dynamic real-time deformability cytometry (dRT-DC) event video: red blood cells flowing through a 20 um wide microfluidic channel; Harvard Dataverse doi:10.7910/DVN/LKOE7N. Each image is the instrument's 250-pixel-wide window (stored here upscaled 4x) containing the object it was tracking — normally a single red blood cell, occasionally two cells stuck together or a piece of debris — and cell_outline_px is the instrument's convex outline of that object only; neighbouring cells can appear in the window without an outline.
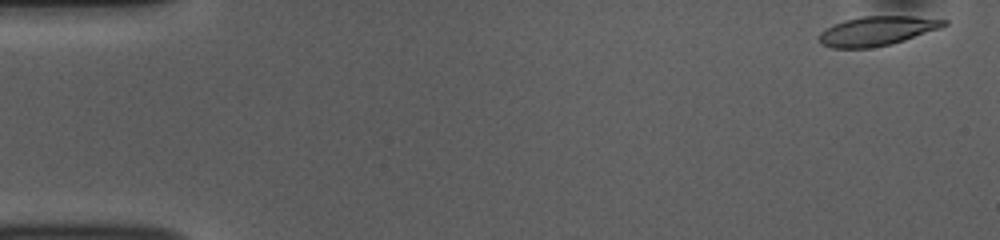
{"species": "common noctule bat (a hibernating species)", "species_latin": "Nyctalus noctula", "temperature_condition": "room temperature", "stored_images_in_passage": 52, "camera_frame_rate_fps": 3000, "um_per_image_px": 0.085, "animal": {"sex": "female", "body_mass_g": 10.0, "forearm_length_mm": 53.1}, "frame": {"image": 1, "passage_image": 1, "time_ms": 0.0, "image_size_px": [1000, 240], "cell_outline_px": [[948, 24], [940, 28], [892, 44], [872, 48], [832, 48], [824, 44], [816, 36], [820, 32], [844, 20], [864, 16], [912, 16], [948, 20]], "centroid_in_image_um": [74.56, 2.63], "position_along_channel_um": 10.4, "area_um2": 21.15}}
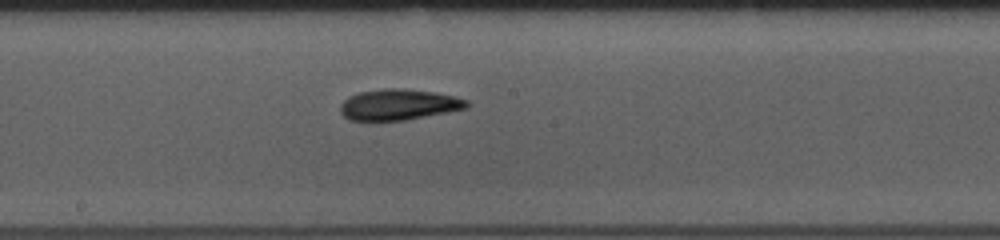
{"frame": {"image": 2, "passage_image": 27, "time_ms": 8.667, "image_size_px": [1000, 240], "cell_outline_px": [[468, 104], [464, 108], [404, 120], [368, 124], [348, 120], [340, 112], [340, 104], [348, 96], [360, 92], [384, 88], [404, 88], [432, 92], [452, 96], [468, 100]], "centroid_in_image_um": [33.73, 8.93], "position_along_channel_um": 214.5, "area_um2": 23.18}}
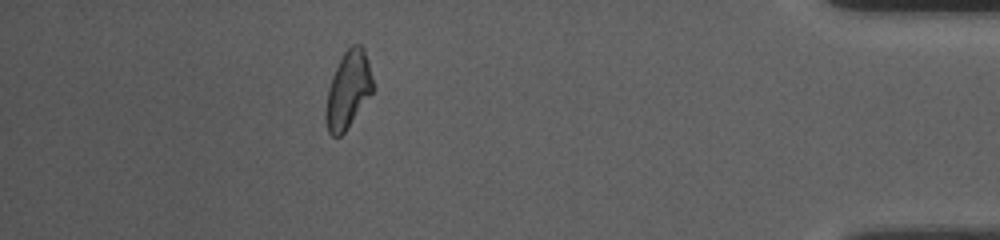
{"frame": {"image": 3, "passage_image": 46, "time_ms": 15.0, "image_size_px": [1000, 240], "cell_outline_px": [[372, 92], [344, 132], [340, 136], [332, 136], [328, 132], [324, 116], [328, 88], [332, 76], [344, 52], [352, 44], [360, 44], [364, 48], [368, 60], [372, 76]], "centroid_in_image_um": [29.57, 7.63], "position_along_channel_um": 405.6, "area_um2": 20.81}, "authors_computed_cell_mechanics": {"area_um2": 21.9351, "velocity_mm_per_s": 3.7828, "shape_relaxation_time_tau1_ms": 4.7671, "shape_relaxation_time_tau2_ms": 5.2861, "deformation_change_tau1": 0.1376, "deformation_change_tau2": 0.1351}}